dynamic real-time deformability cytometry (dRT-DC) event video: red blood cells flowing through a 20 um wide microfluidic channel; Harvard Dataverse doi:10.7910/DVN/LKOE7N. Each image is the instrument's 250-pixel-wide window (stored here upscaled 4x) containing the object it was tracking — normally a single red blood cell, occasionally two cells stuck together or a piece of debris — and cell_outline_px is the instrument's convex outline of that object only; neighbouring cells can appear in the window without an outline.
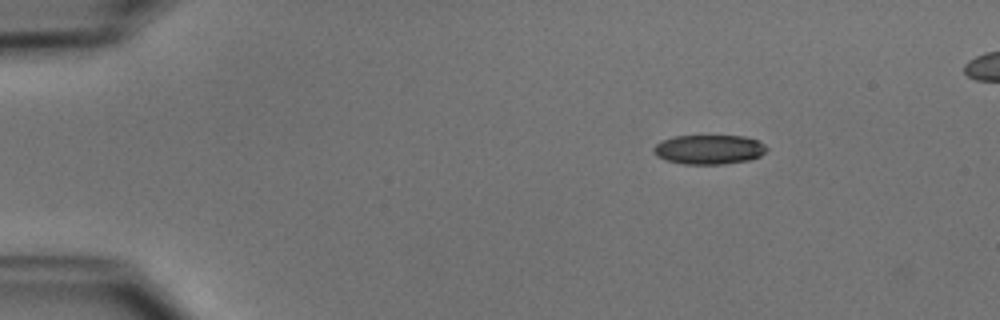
{"species": "common noctule bat (a hibernating species)", "species_latin": "Nyctalus noctula", "temperature_condition": "cold", "stored_images_in_passage": 45, "camera_frame_rate_fps": 3000, "um_per_image_px": 0.085, "animal": {"sex": "male", "body_mass_g": 15.6}, "frame": {"image": 1, "passage_image": 1, "time_ms": 0.0, "image_size_px": [1000, 320], "cell_outline_px": [[768, 148], [760, 156], [752, 160], [724, 164], [684, 164], [664, 160], [656, 156], [652, 152], [652, 148], [656, 144], [672, 136], [744, 136], [756, 140], [764, 144]], "centroid_in_image_um": [60.24, 12.72], "position_along_channel_um": 24.8, "area_um2": 19.54}}
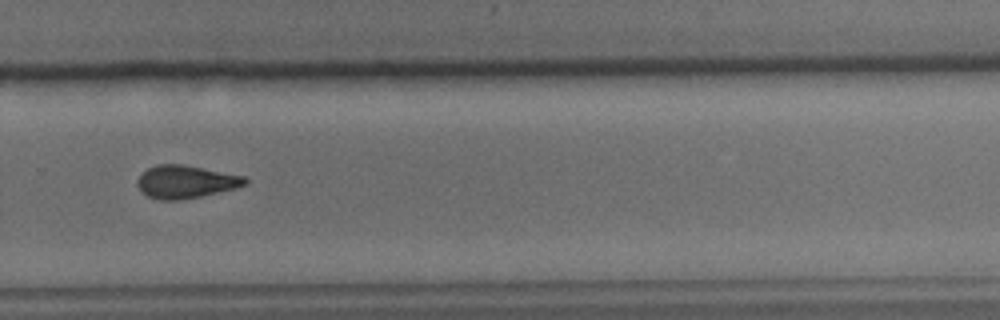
{"frame": {"image": 2, "passage_image": 29, "time_ms": 9.333, "image_size_px": [1000, 320], "cell_outline_px": [[248, 184], [236, 188], [200, 196], [176, 200], [160, 200], [148, 196], [136, 184], [136, 180], [148, 168], [156, 164], [184, 164], [244, 176], [248, 180]], "centroid_in_image_um": [15.8, 15.44], "position_along_channel_um": 314.0, "area_um2": 20.46}}
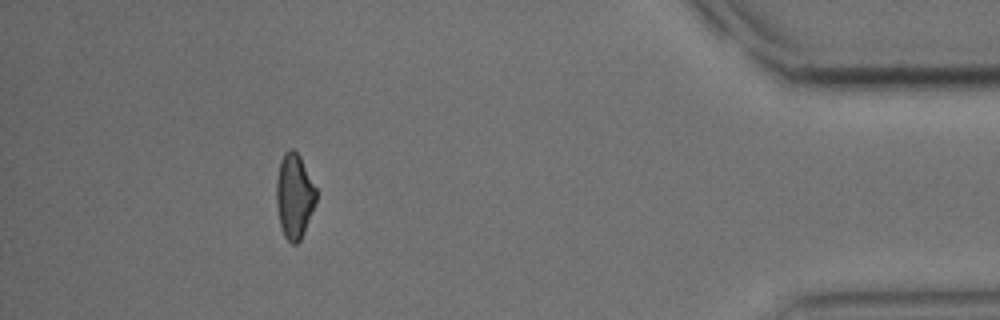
{"frame": {"image": 3, "passage_image": 40, "time_ms": 13.0, "image_size_px": [1000, 320], "cell_outline_px": [[316, 204], [304, 232], [300, 240], [296, 244], [292, 244], [284, 236], [280, 224], [276, 204], [276, 176], [280, 160], [284, 152], [288, 148], [292, 148], [300, 156], [316, 188]], "centroid_in_image_um": [25.01, 16.64], "position_along_channel_um": 410.2, "area_um2": 19.83}}